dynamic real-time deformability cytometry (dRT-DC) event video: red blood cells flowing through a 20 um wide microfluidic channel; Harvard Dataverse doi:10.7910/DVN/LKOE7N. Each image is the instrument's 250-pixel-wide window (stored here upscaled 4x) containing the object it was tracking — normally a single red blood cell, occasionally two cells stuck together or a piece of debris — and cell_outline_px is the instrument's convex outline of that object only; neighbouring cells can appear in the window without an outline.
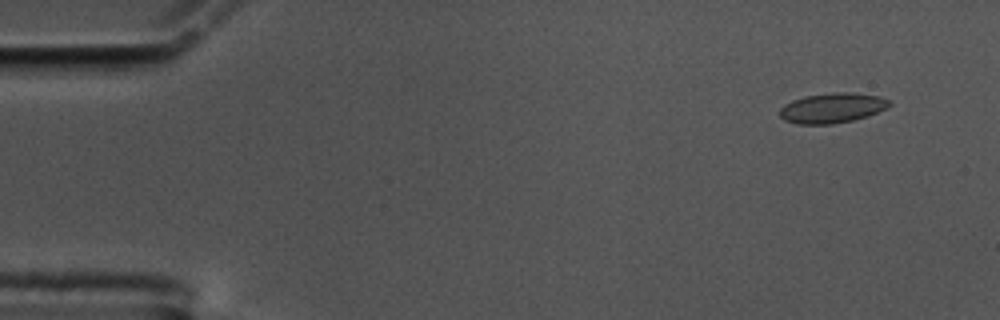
{"species": "common noctule bat (a hibernating species)", "species_latin": "Nyctalus noctula", "temperature_condition": "cold", "stored_images_in_passage": 59, "camera_frame_rate_fps": 3000, "um_per_image_px": 0.085, "animal": {"sex": "male", "body_mass_g": 17.5, "forearm_length_mm": 52.3}, "frame": {"image": 1, "passage_image": 5, "time_ms": 1.333, "image_size_px": [1000, 320], "cell_outline_px": [[892, 104], [888, 108], [868, 116], [852, 120], [832, 124], [796, 124], [784, 120], [780, 116], [780, 108], [784, 104], [792, 100], [804, 96], [832, 92], [852, 92], [880, 96], [888, 100]], "centroid_in_image_um": [70.74, 9.17], "position_along_channel_um": 14.3, "area_um2": 19.36}}
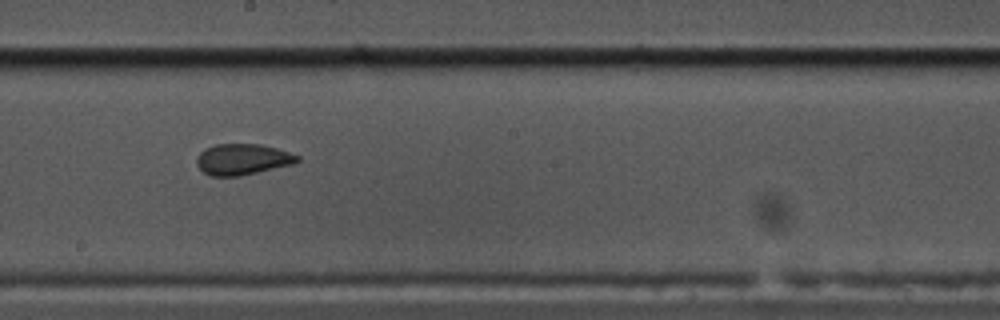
{"frame": {"image": 2, "passage_image": 33, "time_ms": 10.667, "image_size_px": [1000, 320], "cell_outline_px": [[300, 160], [296, 164], [240, 176], [212, 176], [204, 172], [196, 164], [196, 160], [200, 152], [204, 148], [216, 144], [260, 144], [276, 148], [300, 156]], "centroid_in_image_um": [20.64, 13.54], "position_along_channel_um": 227.6, "area_um2": 18.32}}
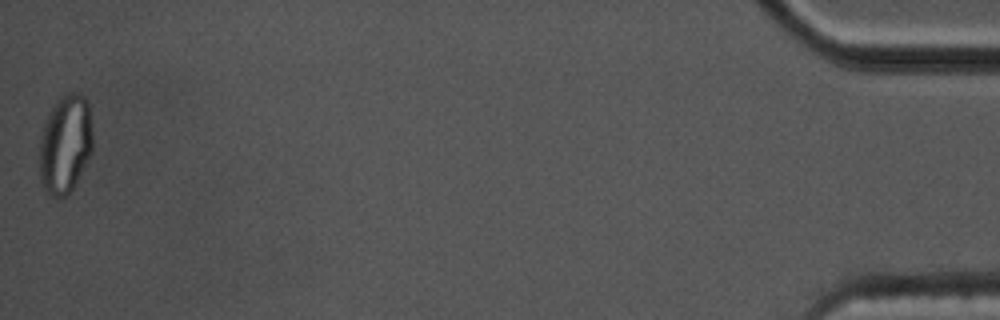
{"frame": {"image": 3, "passage_image": 59, "time_ms": 19.333, "image_size_px": [1000, 320], "cell_outline_px": [[92, 148], [72, 188], [64, 196], [56, 200], [44, 188], [40, 180], [40, 136], [44, 124], [52, 108], [60, 96], [68, 92], [80, 92], [84, 96], [88, 104], [92, 132]], "centroid_in_image_um": [5.53, 12.22], "position_along_channel_um": 429.7, "area_um2": 30.17}, "authors_computed_cell_mechanics": {"area_um2": 18.496, "velocity_mm_per_s": 3.431, "shape_relaxation_time_tau1_ms": null, "shape_relaxation_time_tau2_ms": 1.1816, "deformation_change_tau1": null, "deformation_change_tau2": 0.0492}}